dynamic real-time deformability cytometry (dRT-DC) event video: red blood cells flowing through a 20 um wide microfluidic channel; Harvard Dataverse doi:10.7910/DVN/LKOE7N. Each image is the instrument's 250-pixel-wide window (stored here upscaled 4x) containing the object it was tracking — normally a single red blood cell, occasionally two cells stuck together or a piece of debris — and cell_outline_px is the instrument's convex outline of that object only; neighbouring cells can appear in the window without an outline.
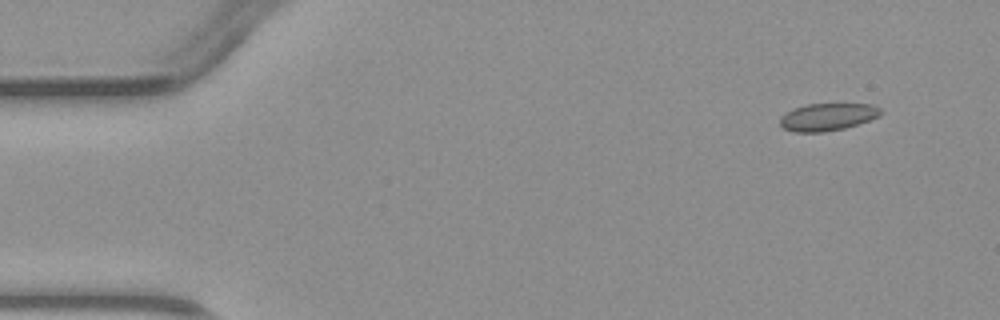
{"species": "common noctule bat (a hibernating species)", "species_latin": "Nyctalus noctula", "temperature_condition": "warm", "stored_images_in_passage": 3, "camera_frame_rate_fps": 3000, "um_per_image_px": 0.085, "animal": {"sex": "male", "body_mass_g": 23.1, "forearm_length_mm": 52.7}, "frame": {"image": 1, "passage_image": 1, "time_ms": 0.0, "image_size_px": [1000, 320], "cell_outline_px": [[884, 112], [880, 116], [844, 128], [824, 132], [796, 132], [784, 128], [780, 124], [780, 116], [784, 112], [792, 108], [804, 104], [872, 104], [880, 108]], "centroid_in_image_um": [70.32, 9.92], "position_along_channel_um": 14.7, "area_um2": 16.18}}
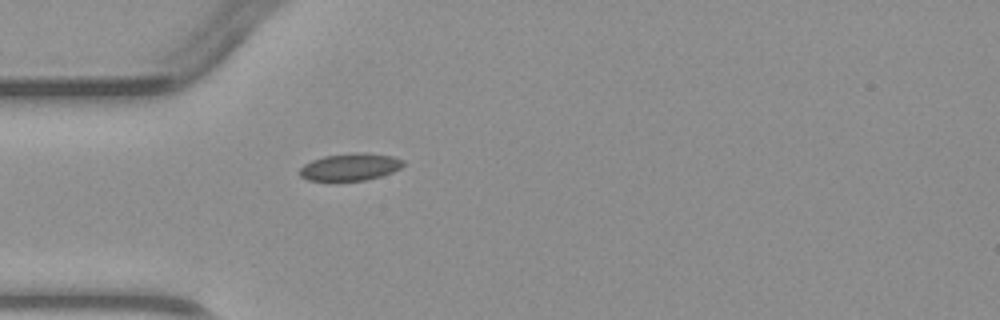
{"frame": {"image": 2, "passage_image": 3, "time_ms": 3.333, "image_size_px": [1000, 320], "cell_outline_px": [[404, 164], [400, 168], [392, 172], [380, 176], [364, 180], [308, 180], [300, 176], [300, 168], [304, 164], [312, 160], [324, 156], [352, 152], [368, 152], [392, 156], [404, 160]], "centroid_in_image_um": [29.78, 14.17], "position_along_channel_um": 55.2, "area_um2": 16.42}}